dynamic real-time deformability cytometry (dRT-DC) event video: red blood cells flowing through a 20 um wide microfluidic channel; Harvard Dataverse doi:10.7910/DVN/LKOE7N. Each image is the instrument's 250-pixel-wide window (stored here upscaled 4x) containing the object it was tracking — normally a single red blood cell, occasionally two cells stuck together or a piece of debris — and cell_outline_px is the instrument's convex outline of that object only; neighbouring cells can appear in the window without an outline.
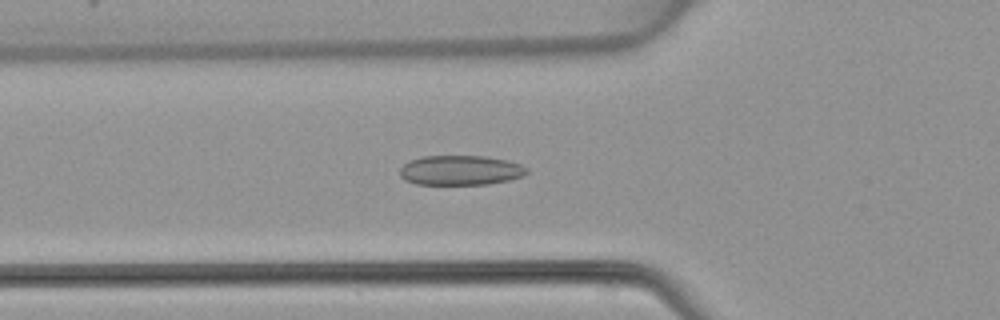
{"species": "common noctule bat (a hibernating species)", "species_latin": "Nyctalus noctula", "temperature_condition": "warm", "stored_images_in_passage": 48, "camera_frame_rate_fps": 3000, "um_per_image_px": 0.085, "animal": {"sex": "female", "body_mass_g": 22.7, "forearm_length_mm": 54.2}, "frame": {"image": 1, "passage_image": 17, "time_ms": 5.333, "image_size_px": [1000, 320], "cell_outline_px": [[528, 172], [524, 176], [508, 180], [488, 184], [416, 184], [404, 180], [400, 176], [400, 168], [408, 160], [424, 156], [484, 156], [508, 160], [520, 164], [528, 168]], "centroid_in_image_um": [39.14, 14.47], "position_along_channel_um": 86.7, "area_um2": 22.14}}
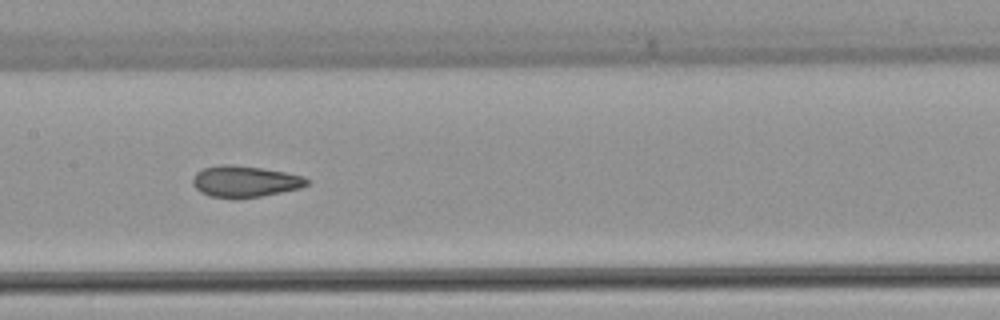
{"frame": {"image": 2, "passage_image": 24, "time_ms": 7.667, "image_size_px": [1000, 320], "cell_outline_px": [[308, 184], [300, 188], [260, 196], [208, 196], [200, 192], [192, 184], [192, 176], [196, 172], [204, 168], [220, 164], [232, 164], [260, 168], [284, 172], [304, 176], [308, 180]], "centroid_in_image_um": [20.78, 15.39], "position_along_channel_um": 186.6, "area_um2": 20.35}}
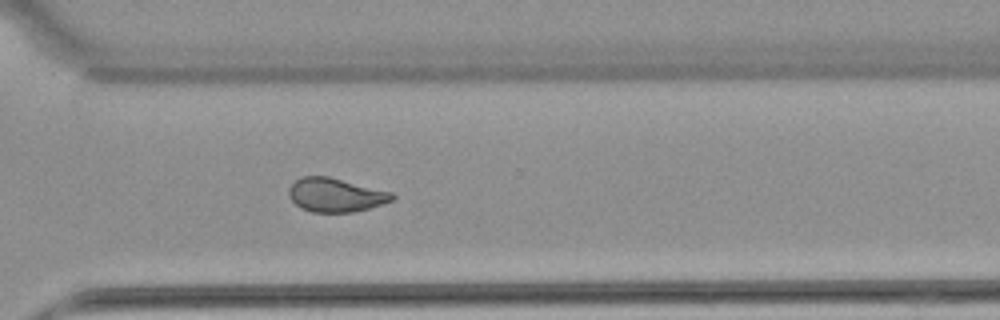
{"frame": {"image": 3, "passage_image": 35, "time_ms": 11.333, "image_size_px": [1000, 320], "cell_outline_px": [[396, 196], [392, 200], [368, 208], [352, 212], [312, 212], [300, 208], [288, 196], [288, 188], [296, 180], [304, 176], [328, 176], [392, 192]], "centroid_in_image_um": [28.5, 16.57], "position_along_channel_um": 342.1, "area_um2": 20.23}}